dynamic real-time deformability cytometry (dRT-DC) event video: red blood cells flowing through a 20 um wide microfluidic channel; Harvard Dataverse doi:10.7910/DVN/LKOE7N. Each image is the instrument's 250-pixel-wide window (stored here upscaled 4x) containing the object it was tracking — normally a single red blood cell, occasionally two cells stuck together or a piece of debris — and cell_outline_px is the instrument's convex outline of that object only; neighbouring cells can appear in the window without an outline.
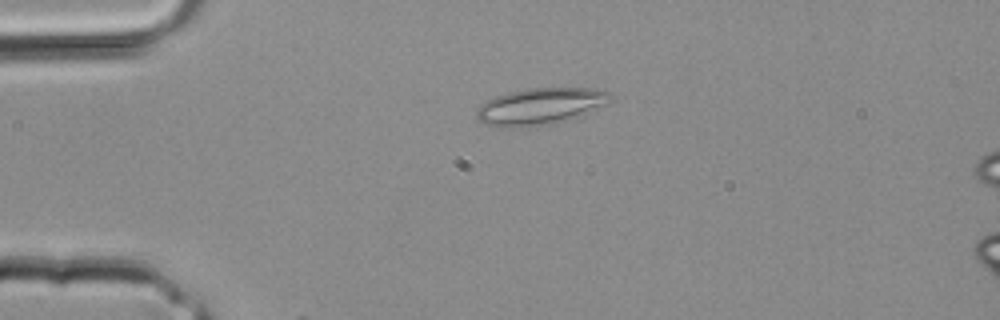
{"species": "common noctule bat (a hibernating species)", "species_latin": "Nyctalus noctula", "temperature_condition": "room temperature", "stored_images_in_passage": 2, "camera_frame_rate_fps": 3000, "um_per_image_px": 0.085, "animal": {"sex": "male", "body_mass_g": 20.4}, "frame": {"image": 1, "passage_image": 2, "time_ms": 0.333, "image_size_px": [1000, 320], "cell_outline_px": [[612, 100], [584, 116], [552, 124], [520, 128], [508, 128], [484, 124], [476, 116], [476, 108], [480, 104], [496, 96], [508, 92], [532, 88], [592, 88], [612, 92]], "centroid_in_image_um": [45.95, 9.05], "position_along_channel_um": 39.0, "area_um2": 29.07}}